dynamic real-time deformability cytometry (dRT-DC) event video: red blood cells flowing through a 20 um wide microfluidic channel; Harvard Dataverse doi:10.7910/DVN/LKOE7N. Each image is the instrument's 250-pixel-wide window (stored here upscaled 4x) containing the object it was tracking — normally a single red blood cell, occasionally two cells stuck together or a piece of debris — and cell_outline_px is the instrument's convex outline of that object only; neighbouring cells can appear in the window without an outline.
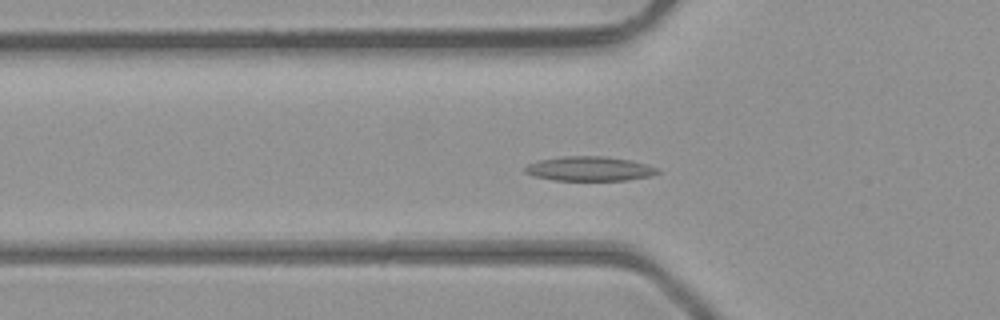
{"species": "common noctule bat (a hibernating species)", "species_latin": "Nyctalus noctula", "temperature_condition": "room temperature", "stored_images_in_passage": 47, "camera_frame_rate_fps": 3000, "um_per_image_px": 0.085, "animal": {"sex": "male", "body_mass_g": 23.1, "forearm_length_mm": 52.7}, "frame": {"image": 1, "passage_image": 15, "time_ms": 4.667, "image_size_px": [1000, 320], "cell_outline_px": [[660, 172], [652, 176], [624, 180], [552, 180], [536, 176], [524, 172], [524, 168], [528, 164], [540, 160], [564, 156], [600, 156], [628, 160], [644, 164], [656, 168]], "centroid_in_image_um": [50.08, 14.35], "position_along_channel_um": 75.7, "area_um2": 18.55}}
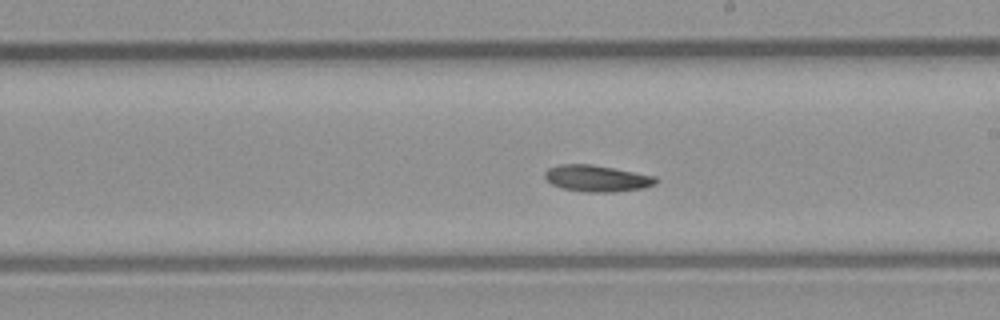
{"frame": {"image": 2, "passage_image": 26, "time_ms": 8.333, "image_size_px": [1000, 320], "cell_outline_px": [[660, 180], [656, 184], [644, 188], [612, 192], [584, 192], [564, 188], [552, 184], [544, 176], [544, 172], [548, 168], [560, 164], [592, 164], [656, 176]], "centroid_in_image_um": [50.77, 15.16], "position_along_channel_um": 238.2, "area_um2": 17.17}}
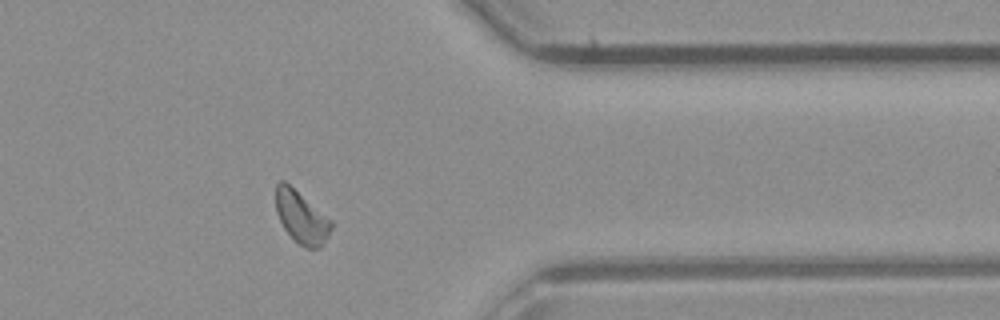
{"frame": {"image": 3, "passage_image": 37, "time_ms": 12.0, "image_size_px": [1000, 320], "cell_outline_px": [[332, 228], [328, 236], [320, 248], [308, 248], [300, 244], [284, 228], [276, 212], [276, 184], [280, 180], [284, 180], [332, 220]], "centroid_in_image_um": [25.62, 18.44], "position_along_channel_um": 385.8, "area_um2": 16.59}, "authors_computed_cell_mechanics": {"area_um2": 17.2244, "velocity_mm_per_s": 4.41, "shape_relaxation_time_tau1_ms": 9.5365, "shape_relaxation_time_tau2_ms": null, "deformation_change_tau1": 0.1737, "deformation_change_tau2": null}}